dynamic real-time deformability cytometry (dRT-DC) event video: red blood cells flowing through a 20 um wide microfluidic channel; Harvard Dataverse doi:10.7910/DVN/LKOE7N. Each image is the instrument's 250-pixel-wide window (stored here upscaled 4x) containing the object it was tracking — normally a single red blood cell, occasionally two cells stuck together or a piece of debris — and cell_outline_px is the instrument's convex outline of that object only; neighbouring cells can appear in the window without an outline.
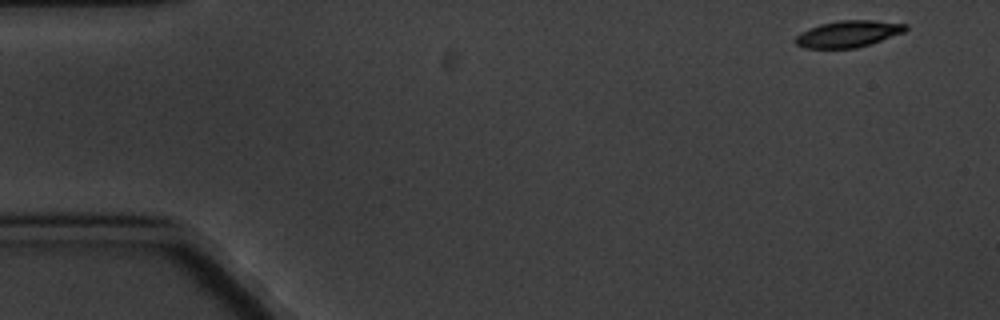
{"species": "common noctule bat (a hibernating species)", "species_latin": "Nyctalus noctula", "temperature_condition": "cold", "stored_images_in_passage": 4, "camera_frame_rate_fps": 3000, "um_per_image_px": 0.085, "animal": {"sex": "male", "body_mass_g": 20.1, "forearm_length_mm": 53.5}, "frame": {"image": 1, "passage_image": 1, "time_ms": 0.0, "image_size_px": [1000, 320], "cell_outline_px": [[908, 28], [904, 32], [856, 48], [804, 48], [796, 44], [792, 40], [800, 32], [808, 28], [820, 24], [840, 20], [876, 20], [908, 24]], "centroid_in_image_um": [72.06, 2.87], "position_along_channel_um": 12.9, "area_um2": 17.11}}
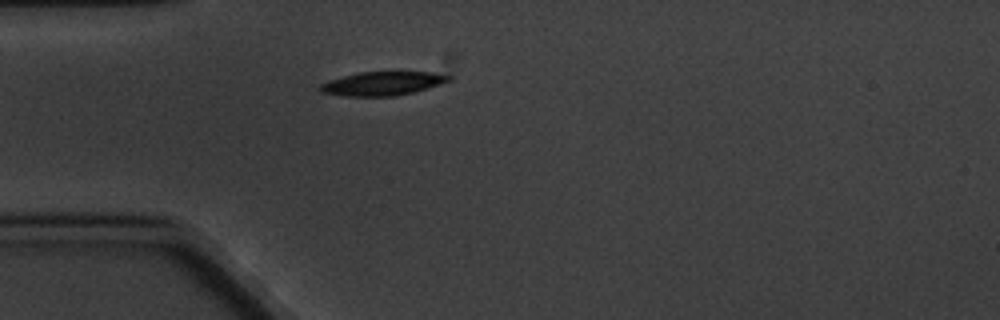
{"frame": {"image": 2, "passage_image": 4, "time_ms": 4.333, "image_size_px": [1000, 320], "cell_outline_px": [[452, 80], [428, 88], [396, 96], [344, 96], [320, 92], [316, 88], [320, 84], [328, 80], [356, 72], [432, 72], [452, 76]], "centroid_in_image_um": [32.46, 7.1], "position_along_channel_um": 52.5, "area_um2": 17.98}}